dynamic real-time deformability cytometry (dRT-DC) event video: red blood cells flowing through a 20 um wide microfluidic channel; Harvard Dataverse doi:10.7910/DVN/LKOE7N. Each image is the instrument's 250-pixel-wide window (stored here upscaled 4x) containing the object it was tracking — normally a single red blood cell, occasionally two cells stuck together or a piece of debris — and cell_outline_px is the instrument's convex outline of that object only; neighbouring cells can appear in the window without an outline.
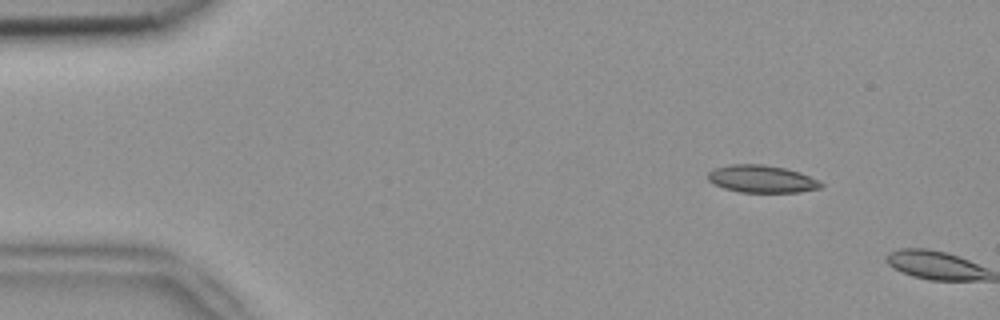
{"species": "common noctule bat (a hibernating species)", "species_latin": "Nyctalus noctula", "temperature_condition": "room temperature", "stored_images_in_passage": 3, "camera_frame_rate_fps": 3000, "um_per_image_px": 0.085, "animal": {"sex": "female", "body_mass_g": 18.4}, "frame": {"image": 1, "passage_image": 2, "time_ms": 0.333, "image_size_px": [1000, 320], "cell_outline_px": [[824, 184], [820, 188], [800, 192], [740, 192], [724, 188], [712, 184], [708, 180], [708, 172], [712, 168], [732, 164], [764, 164], [784, 168], [800, 172], [820, 180]], "centroid_in_image_um": [64.74, 15.2], "position_along_channel_um": 20.3, "area_um2": 18.26}}